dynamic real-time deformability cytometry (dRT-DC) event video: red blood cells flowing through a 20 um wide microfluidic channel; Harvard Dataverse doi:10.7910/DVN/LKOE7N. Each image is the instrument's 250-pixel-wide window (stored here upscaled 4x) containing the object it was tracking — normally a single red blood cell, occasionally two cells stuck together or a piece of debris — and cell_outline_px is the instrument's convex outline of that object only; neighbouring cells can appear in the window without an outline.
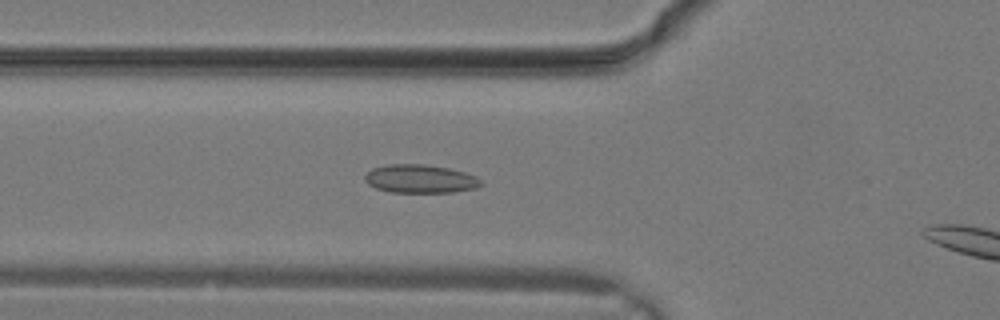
{"species": "common noctule bat (a hibernating species)", "species_latin": "Nyctalus noctula", "temperature_condition": "warm", "stored_images_in_passage": 11, "camera_frame_rate_fps": 3000, "um_per_image_px": 0.085, "animal": {"sex": "male", "body_mass_g": 19.2, "forearm_length_mm": 51.8}, "frame": {"image": 1, "passage_image": 7, "time_ms": 2.0, "image_size_px": [1000, 320], "cell_outline_px": [[484, 184], [476, 188], [452, 192], [392, 192], [376, 188], [368, 184], [364, 180], [364, 176], [372, 168], [388, 164], [424, 164], [448, 168], [464, 172], [476, 176], [484, 180]], "centroid_in_image_um": [35.74, 15.2], "position_along_channel_um": 90.1, "area_um2": 19.31}}
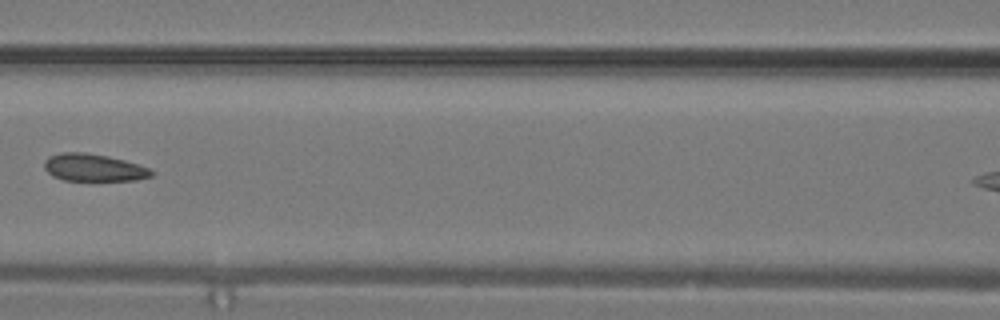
{"frame": {"image": 2, "passage_image": 10, "time_ms": 3.0, "image_size_px": [1000, 320], "cell_outline_px": [[156, 172], [152, 176], [136, 180], [64, 180], [52, 176], [44, 168], [44, 160], [48, 156], [64, 152], [84, 152], [108, 156], [124, 160], [148, 168]], "centroid_in_image_um": [7.94, 14.24], "position_along_channel_um": 158.7, "area_um2": 17.05}}